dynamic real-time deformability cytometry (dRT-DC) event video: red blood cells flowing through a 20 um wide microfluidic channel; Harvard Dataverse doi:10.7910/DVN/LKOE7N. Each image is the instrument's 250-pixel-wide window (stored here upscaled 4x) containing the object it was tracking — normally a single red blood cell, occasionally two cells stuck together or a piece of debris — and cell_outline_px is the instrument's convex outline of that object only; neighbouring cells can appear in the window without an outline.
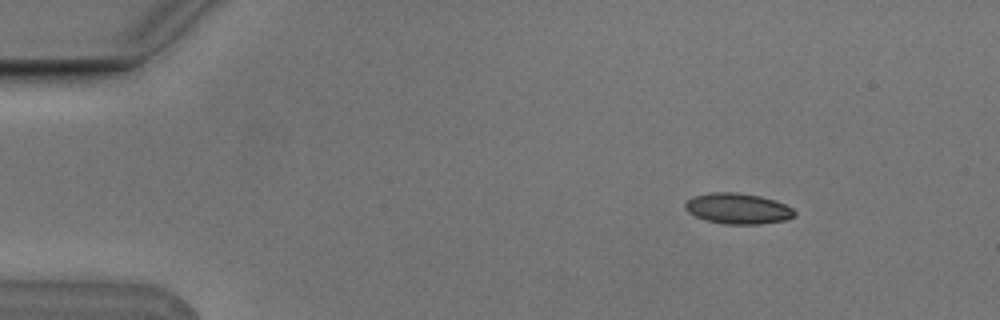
{"species": "Egyptian fruit bat (a non-hibernating species)", "species_latin": "Rousettus aegyptiacus", "temperature_condition": "cold", "stored_images_in_passage": 7, "camera_frame_rate_fps": 3000, "um_per_image_px": 0.085, "animal": {"sex": "male"}, "frame": {"image": 1, "passage_image": 2, "time_ms": 0.333, "image_size_px": [1000, 320], "cell_outline_px": [[796, 216], [784, 220], [756, 224], [724, 224], [708, 220], [696, 216], [688, 212], [684, 208], [684, 204], [692, 196], [712, 192], [736, 192], [760, 196], [784, 204], [792, 208], [796, 212]], "centroid_in_image_um": [62.7, 17.72], "position_along_channel_um": 22.3, "area_um2": 19.42}}
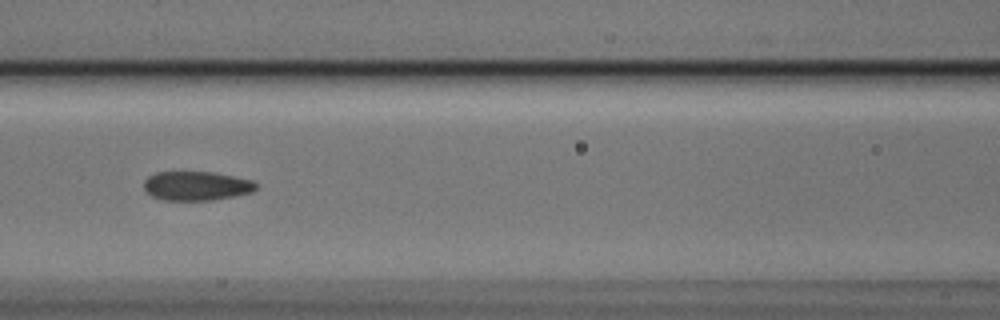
{"frame": {"image": 2, "passage_image": 7, "time_ms": 2.0, "image_size_px": [1000, 320], "cell_outline_px": [[256, 188], [252, 192], [212, 200], [164, 200], [152, 196], [144, 188], [144, 180], [148, 176], [156, 172], [212, 172], [252, 180], [256, 184]], "centroid_in_image_um": [16.67, 15.8], "position_along_channel_um": 149.9, "area_um2": 18.84}}